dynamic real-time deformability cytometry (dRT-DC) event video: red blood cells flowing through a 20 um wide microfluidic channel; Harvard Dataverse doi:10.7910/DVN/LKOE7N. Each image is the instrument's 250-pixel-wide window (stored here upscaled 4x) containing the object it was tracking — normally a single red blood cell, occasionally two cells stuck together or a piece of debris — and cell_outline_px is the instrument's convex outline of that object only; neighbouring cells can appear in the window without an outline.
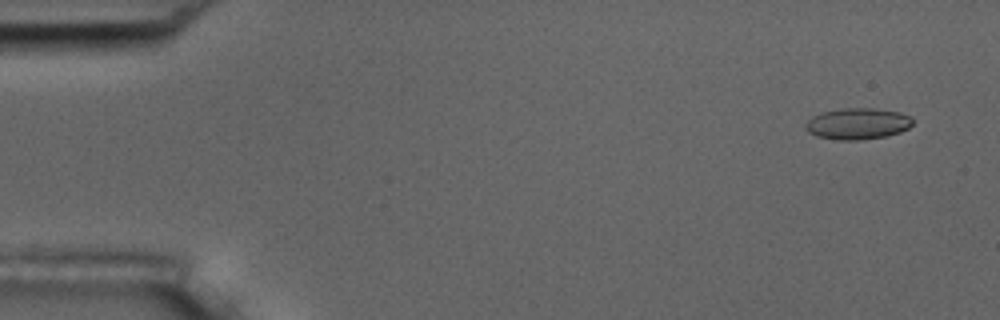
{"species": "common noctule bat (a hibernating species)", "species_latin": "Nyctalus noctula", "temperature_condition": "room temperature", "stored_images_in_passage": 6, "camera_frame_rate_fps": 3000, "um_per_image_px": 0.085, "animal": {"sex": "male", "body_mass_g": 17.5, "forearm_length_mm": 52.3}, "frame": {"image": 1, "passage_image": 2, "time_ms": 1.0, "image_size_px": [1000, 320], "cell_outline_px": [[912, 124], [908, 128], [900, 132], [888, 136], [856, 140], [836, 140], [816, 136], [808, 132], [804, 128], [804, 124], [812, 116], [820, 112], [844, 108], [872, 108], [900, 112], [912, 116]], "centroid_in_image_um": [72.87, 10.51], "position_along_channel_um": 12.1, "area_um2": 19.77}}